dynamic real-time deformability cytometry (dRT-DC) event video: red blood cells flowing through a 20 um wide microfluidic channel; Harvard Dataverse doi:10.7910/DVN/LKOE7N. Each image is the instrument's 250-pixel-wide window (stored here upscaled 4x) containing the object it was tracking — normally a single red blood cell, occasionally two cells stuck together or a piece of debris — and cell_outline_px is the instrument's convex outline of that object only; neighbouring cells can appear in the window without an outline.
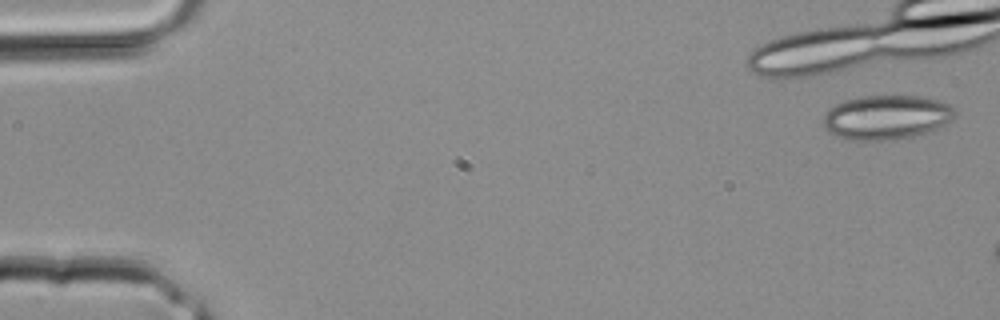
{"species": "common noctule bat (a hibernating species)", "species_latin": "Nyctalus noctula", "temperature_condition": "room temperature", "stored_images_in_passage": 3, "camera_frame_rate_fps": 3000, "um_per_image_px": 0.085, "animal": {"sex": "male", "body_mass_g": 20.4}, "frame": {"image": 1, "passage_image": 1, "time_ms": 0.0, "image_size_px": [1000, 320], "cell_outline_px": [[956, 112], [952, 120], [928, 132], [912, 136], [884, 140], [848, 140], [836, 136], [828, 132], [824, 128], [824, 112], [828, 108], [844, 100], [860, 96], [920, 96], [940, 100], [948, 104]], "centroid_in_image_um": [75.31, 9.96], "position_along_channel_um": 9.7, "area_um2": 34.04}}